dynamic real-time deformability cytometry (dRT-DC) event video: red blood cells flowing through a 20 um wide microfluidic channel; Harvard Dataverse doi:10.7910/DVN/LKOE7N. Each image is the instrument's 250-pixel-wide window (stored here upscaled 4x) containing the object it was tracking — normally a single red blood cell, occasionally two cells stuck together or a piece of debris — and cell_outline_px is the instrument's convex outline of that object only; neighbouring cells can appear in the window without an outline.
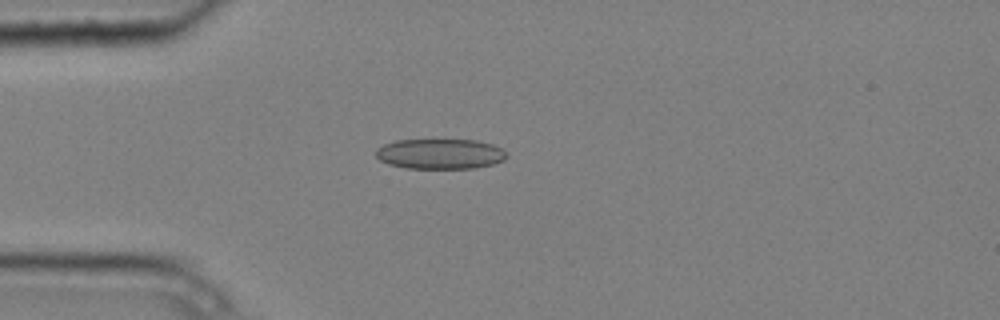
{"species": "common noctule bat (a hibernating species)", "species_latin": "Nyctalus noctula", "temperature_condition": "cold", "stored_images_in_passage": 3, "camera_frame_rate_fps": 3000, "um_per_image_px": 0.085, "animal": {"sex": "male", "body_mass_g": 20.4}, "frame": {"image": 1, "passage_image": 3, "time_ms": 0.667, "image_size_px": [1000, 320], "cell_outline_px": [[508, 156], [504, 160], [492, 164], [476, 168], [404, 168], [388, 164], [380, 160], [376, 156], [376, 148], [384, 144], [396, 140], [476, 140], [492, 144], [504, 148]], "centroid_in_image_um": [37.43, 13.08], "position_along_channel_um": 47.6, "area_um2": 23.18}}